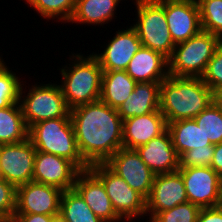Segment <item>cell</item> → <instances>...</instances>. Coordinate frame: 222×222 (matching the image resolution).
I'll return each mask as SVG.
<instances>
[{"mask_svg": "<svg viewBox=\"0 0 222 222\" xmlns=\"http://www.w3.org/2000/svg\"><path fill=\"white\" fill-rule=\"evenodd\" d=\"M136 84L126 70L103 71L100 100L118 109L130 97Z\"/></svg>", "mask_w": 222, "mask_h": 222, "instance_id": "obj_24", "label": "cell"}, {"mask_svg": "<svg viewBox=\"0 0 222 222\" xmlns=\"http://www.w3.org/2000/svg\"><path fill=\"white\" fill-rule=\"evenodd\" d=\"M28 138L37 151L64 157L80 170L89 169L79 153L71 117L40 121L29 128Z\"/></svg>", "mask_w": 222, "mask_h": 222, "instance_id": "obj_4", "label": "cell"}, {"mask_svg": "<svg viewBox=\"0 0 222 222\" xmlns=\"http://www.w3.org/2000/svg\"><path fill=\"white\" fill-rule=\"evenodd\" d=\"M74 189L103 222H124L115 212L102 181L90 170H81Z\"/></svg>", "mask_w": 222, "mask_h": 222, "instance_id": "obj_17", "label": "cell"}, {"mask_svg": "<svg viewBox=\"0 0 222 222\" xmlns=\"http://www.w3.org/2000/svg\"><path fill=\"white\" fill-rule=\"evenodd\" d=\"M214 148H195L184 152L179 158V169L188 167H211Z\"/></svg>", "mask_w": 222, "mask_h": 222, "instance_id": "obj_33", "label": "cell"}, {"mask_svg": "<svg viewBox=\"0 0 222 222\" xmlns=\"http://www.w3.org/2000/svg\"><path fill=\"white\" fill-rule=\"evenodd\" d=\"M213 100L222 110V87L213 92Z\"/></svg>", "mask_w": 222, "mask_h": 222, "instance_id": "obj_38", "label": "cell"}, {"mask_svg": "<svg viewBox=\"0 0 222 222\" xmlns=\"http://www.w3.org/2000/svg\"><path fill=\"white\" fill-rule=\"evenodd\" d=\"M136 82H162L168 77V59L161 53L141 46L126 69Z\"/></svg>", "mask_w": 222, "mask_h": 222, "instance_id": "obj_20", "label": "cell"}, {"mask_svg": "<svg viewBox=\"0 0 222 222\" xmlns=\"http://www.w3.org/2000/svg\"><path fill=\"white\" fill-rule=\"evenodd\" d=\"M70 117L79 153L89 166L105 163L123 148V120L117 109L98 100L71 109Z\"/></svg>", "mask_w": 222, "mask_h": 222, "instance_id": "obj_1", "label": "cell"}, {"mask_svg": "<svg viewBox=\"0 0 222 222\" xmlns=\"http://www.w3.org/2000/svg\"><path fill=\"white\" fill-rule=\"evenodd\" d=\"M62 193L57 187L34 181L20 185L16 188L15 213L55 216L60 213Z\"/></svg>", "mask_w": 222, "mask_h": 222, "instance_id": "obj_12", "label": "cell"}, {"mask_svg": "<svg viewBox=\"0 0 222 222\" xmlns=\"http://www.w3.org/2000/svg\"><path fill=\"white\" fill-rule=\"evenodd\" d=\"M123 0H76L69 24L103 26L116 19L117 7Z\"/></svg>", "mask_w": 222, "mask_h": 222, "instance_id": "obj_22", "label": "cell"}, {"mask_svg": "<svg viewBox=\"0 0 222 222\" xmlns=\"http://www.w3.org/2000/svg\"><path fill=\"white\" fill-rule=\"evenodd\" d=\"M161 82H137L130 97L117 109L122 120L159 110Z\"/></svg>", "mask_w": 222, "mask_h": 222, "instance_id": "obj_21", "label": "cell"}, {"mask_svg": "<svg viewBox=\"0 0 222 222\" xmlns=\"http://www.w3.org/2000/svg\"><path fill=\"white\" fill-rule=\"evenodd\" d=\"M212 145L222 143V110L213 102L194 118Z\"/></svg>", "mask_w": 222, "mask_h": 222, "instance_id": "obj_28", "label": "cell"}, {"mask_svg": "<svg viewBox=\"0 0 222 222\" xmlns=\"http://www.w3.org/2000/svg\"><path fill=\"white\" fill-rule=\"evenodd\" d=\"M135 150L155 175L173 173L179 169L180 157L168 130Z\"/></svg>", "mask_w": 222, "mask_h": 222, "instance_id": "obj_18", "label": "cell"}, {"mask_svg": "<svg viewBox=\"0 0 222 222\" xmlns=\"http://www.w3.org/2000/svg\"><path fill=\"white\" fill-rule=\"evenodd\" d=\"M50 222H66V220L61 216V214H57L53 216L50 220Z\"/></svg>", "mask_w": 222, "mask_h": 222, "instance_id": "obj_39", "label": "cell"}, {"mask_svg": "<svg viewBox=\"0 0 222 222\" xmlns=\"http://www.w3.org/2000/svg\"><path fill=\"white\" fill-rule=\"evenodd\" d=\"M16 207V187L3 178L0 179V219L14 218Z\"/></svg>", "mask_w": 222, "mask_h": 222, "instance_id": "obj_34", "label": "cell"}, {"mask_svg": "<svg viewBox=\"0 0 222 222\" xmlns=\"http://www.w3.org/2000/svg\"><path fill=\"white\" fill-rule=\"evenodd\" d=\"M185 202H188L185 184L178 171L156 174L150 195L146 199V220L148 222L158 212L172 209Z\"/></svg>", "mask_w": 222, "mask_h": 222, "instance_id": "obj_15", "label": "cell"}, {"mask_svg": "<svg viewBox=\"0 0 222 222\" xmlns=\"http://www.w3.org/2000/svg\"><path fill=\"white\" fill-rule=\"evenodd\" d=\"M60 214L66 222H103L74 188L63 191Z\"/></svg>", "mask_w": 222, "mask_h": 222, "instance_id": "obj_26", "label": "cell"}, {"mask_svg": "<svg viewBox=\"0 0 222 222\" xmlns=\"http://www.w3.org/2000/svg\"><path fill=\"white\" fill-rule=\"evenodd\" d=\"M28 131L19 102L0 108V145L22 142Z\"/></svg>", "mask_w": 222, "mask_h": 222, "instance_id": "obj_25", "label": "cell"}, {"mask_svg": "<svg viewBox=\"0 0 222 222\" xmlns=\"http://www.w3.org/2000/svg\"><path fill=\"white\" fill-rule=\"evenodd\" d=\"M105 164L145 199L149 197L155 174L135 149L120 148Z\"/></svg>", "mask_w": 222, "mask_h": 222, "instance_id": "obj_11", "label": "cell"}, {"mask_svg": "<svg viewBox=\"0 0 222 222\" xmlns=\"http://www.w3.org/2000/svg\"><path fill=\"white\" fill-rule=\"evenodd\" d=\"M36 149L30 139L0 145V173L16 188L33 181Z\"/></svg>", "mask_w": 222, "mask_h": 222, "instance_id": "obj_10", "label": "cell"}, {"mask_svg": "<svg viewBox=\"0 0 222 222\" xmlns=\"http://www.w3.org/2000/svg\"><path fill=\"white\" fill-rule=\"evenodd\" d=\"M213 102V91L201 77L168 75L161 82L159 110L167 124L194 119Z\"/></svg>", "mask_w": 222, "mask_h": 222, "instance_id": "obj_2", "label": "cell"}, {"mask_svg": "<svg viewBox=\"0 0 222 222\" xmlns=\"http://www.w3.org/2000/svg\"><path fill=\"white\" fill-rule=\"evenodd\" d=\"M168 28L175 44L187 41L202 31L196 0H164Z\"/></svg>", "mask_w": 222, "mask_h": 222, "instance_id": "obj_16", "label": "cell"}, {"mask_svg": "<svg viewBox=\"0 0 222 222\" xmlns=\"http://www.w3.org/2000/svg\"><path fill=\"white\" fill-rule=\"evenodd\" d=\"M200 207L191 202L181 203L172 209L158 212L148 222H197Z\"/></svg>", "mask_w": 222, "mask_h": 222, "instance_id": "obj_31", "label": "cell"}, {"mask_svg": "<svg viewBox=\"0 0 222 222\" xmlns=\"http://www.w3.org/2000/svg\"><path fill=\"white\" fill-rule=\"evenodd\" d=\"M25 4H28L27 7H30L36 11L43 18L57 21L61 23H68L71 19L76 0H24Z\"/></svg>", "mask_w": 222, "mask_h": 222, "instance_id": "obj_27", "label": "cell"}, {"mask_svg": "<svg viewBox=\"0 0 222 222\" xmlns=\"http://www.w3.org/2000/svg\"><path fill=\"white\" fill-rule=\"evenodd\" d=\"M197 222H222V205L201 208L198 214Z\"/></svg>", "mask_w": 222, "mask_h": 222, "instance_id": "obj_35", "label": "cell"}, {"mask_svg": "<svg viewBox=\"0 0 222 222\" xmlns=\"http://www.w3.org/2000/svg\"><path fill=\"white\" fill-rule=\"evenodd\" d=\"M136 19L131 24L137 31L143 47L161 53L169 59L175 43L171 37L164 10V0H146L132 3Z\"/></svg>", "mask_w": 222, "mask_h": 222, "instance_id": "obj_6", "label": "cell"}, {"mask_svg": "<svg viewBox=\"0 0 222 222\" xmlns=\"http://www.w3.org/2000/svg\"><path fill=\"white\" fill-rule=\"evenodd\" d=\"M130 1H132L134 3V2L146 1V0H130Z\"/></svg>", "mask_w": 222, "mask_h": 222, "instance_id": "obj_41", "label": "cell"}, {"mask_svg": "<svg viewBox=\"0 0 222 222\" xmlns=\"http://www.w3.org/2000/svg\"><path fill=\"white\" fill-rule=\"evenodd\" d=\"M221 42L218 36L202 30L187 41L176 44L168 59V74L201 77Z\"/></svg>", "mask_w": 222, "mask_h": 222, "instance_id": "obj_7", "label": "cell"}, {"mask_svg": "<svg viewBox=\"0 0 222 222\" xmlns=\"http://www.w3.org/2000/svg\"><path fill=\"white\" fill-rule=\"evenodd\" d=\"M69 55L70 62L59 67L63 96L68 108L100 100L103 70L98 59L92 54L82 52Z\"/></svg>", "mask_w": 222, "mask_h": 222, "instance_id": "obj_3", "label": "cell"}, {"mask_svg": "<svg viewBox=\"0 0 222 222\" xmlns=\"http://www.w3.org/2000/svg\"><path fill=\"white\" fill-rule=\"evenodd\" d=\"M167 130V122L160 110L123 120V148L136 149Z\"/></svg>", "mask_w": 222, "mask_h": 222, "instance_id": "obj_19", "label": "cell"}, {"mask_svg": "<svg viewBox=\"0 0 222 222\" xmlns=\"http://www.w3.org/2000/svg\"><path fill=\"white\" fill-rule=\"evenodd\" d=\"M36 82L26 91L22 82L19 93V104L28 129L44 120L59 117H70L68 108L59 82ZM39 83V84H38ZM45 83V84H44ZM27 93V95H26Z\"/></svg>", "mask_w": 222, "mask_h": 222, "instance_id": "obj_5", "label": "cell"}, {"mask_svg": "<svg viewBox=\"0 0 222 222\" xmlns=\"http://www.w3.org/2000/svg\"><path fill=\"white\" fill-rule=\"evenodd\" d=\"M211 168L222 177V143L214 145V154L211 162Z\"/></svg>", "mask_w": 222, "mask_h": 222, "instance_id": "obj_37", "label": "cell"}, {"mask_svg": "<svg viewBox=\"0 0 222 222\" xmlns=\"http://www.w3.org/2000/svg\"><path fill=\"white\" fill-rule=\"evenodd\" d=\"M89 169L102 181L115 212L124 222H141L146 217V199L123 178L105 163L92 164Z\"/></svg>", "mask_w": 222, "mask_h": 222, "instance_id": "obj_8", "label": "cell"}, {"mask_svg": "<svg viewBox=\"0 0 222 222\" xmlns=\"http://www.w3.org/2000/svg\"><path fill=\"white\" fill-rule=\"evenodd\" d=\"M199 6L202 30L222 40V0H196Z\"/></svg>", "mask_w": 222, "mask_h": 222, "instance_id": "obj_30", "label": "cell"}, {"mask_svg": "<svg viewBox=\"0 0 222 222\" xmlns=\"http://www.w3.org/2000/svg\"><path fill=\"white\" fill-rule=\"evenodd\" d=\"M167 130L179 157L184 152L195 148H214V145L205 137L194 119L170 122L167 124Z\"/></svg>", "mask_w": 222, "mask_h": 222, "instance_id": "obj_23", "label": "cell"}, {"mask_svg": "<svg viewBox=\"0 0 222 222\" xmlns=\"http://www.w3.org/2000/svg\"><path fill=\"white\" fill-rule=\"evenodd\" d=\"M201 79L213 92L222 87V42L209 60Z\"/></svg>", "mask_w": 222, "mask_h": 222, "instance_id": "obj_32", "label": "cell"}, {"mask_svg": "<svg viewBox=\"0 0 222 222\" xmlns=\"http://www.w3.org/2000/svg\"><path fill=\"white\" fill-rule=\"evenodd\" d=\"M0 222H16V221L12 218V219H0Z\"/></svg>", "mask_w": 222, "mask_h": 222, "instance_id": "obj_40", "label": "cell"}, {"mask_svg": "<svg viewBox=\"0 0 222 222\" xmlns=\"http://www.w3.org/2000/svg\"><path fill=\"white\" fill-rule=\"evenodd\" d=\"M53 216L45 214L14 213L16 222H50Z\"/></svg>", "mask_w": 222, "mask_h": 222, "instance_id": "obj_36", "label": "cell"}, {"mask_svg": "<svg viewBox=\"0 0 222 222\" xmlns=\"http://www.w3.org/2000/svg\"><path fill=\"white\" fill-rule=\"evenodd\" d=\"M108 43L101 45L103 51L92 52L103 71L126 70L129 61L142 46L136 29L130 24L118 29ZM111 40V41H110Z\"/></svg>", "mask_w": 222, "mask_h": 222, "instance_id": "obj_13", "label": "cell"}, {"mask_svg": "<svg viewBox=\"0 0 222 222\" xmlns=\"http://www.w3.org/2000/svg\"><path fill=\"white\" fill-rule=\"evenodd\" d=\"M81 170L70 160L36 150L33 181L66 191L74 188Z\"/></svg>", "mask_w": 222, "mask_h": 222, "instance_id": "obj_14", "label": "cell"}, {"mask_svg": "<svg viewBox=\"0 0 222 222\" xmlns=\"http://www.w3.org/2000/svg\"><path fill=\"white\" fill-rule=\"evenodd\" d=\"M2 55L0 56V108L9 107L14 103L19 102V93L22 82L18 77V72L12 71V68L7 66ZM11 69V70H10Z\"/></svg>", "mask_w": 222, "mask_h": 222, "instance_id": "obj_29", "label": "cell"}, {"mask_svg": "<svg viewBox=\"0 0 222 222\" xmlns=\"http://www.w3.org/2000/svg\"><path fill=\"white\" fill-rule=\"evenodd\" d=\"M177 171L184 180L188 202L200 208L222 205V180L211 167H188Z\"/></svg>", "mask_w": 222, "mask_h": 222, "instance_id": "obj_9", "label": "cell"}]
</instances>
